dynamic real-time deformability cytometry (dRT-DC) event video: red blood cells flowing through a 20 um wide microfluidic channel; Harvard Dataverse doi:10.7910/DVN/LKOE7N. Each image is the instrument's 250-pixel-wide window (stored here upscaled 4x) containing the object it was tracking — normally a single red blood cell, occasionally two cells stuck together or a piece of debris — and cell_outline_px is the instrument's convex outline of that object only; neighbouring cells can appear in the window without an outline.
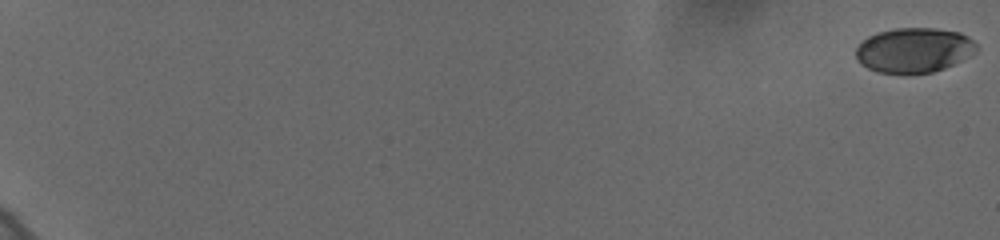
{"species": "human", "species_latin": "Homo sapiens", "temperature_condition": "cold", "stored_images_in_passage": 61, "camera_frame_rate_fps": 3000, "um_per_image_px": 0.085, "donor": {"sex": "female"}, "frame": {"image": 1, "passage_image": 1, "time_ms": 0.0, "image_size_px": [1000, 240], "cell_outline_px": [[980, 48], [976, 52], [944, 68], [932, 72], [876, 72], [860, 64], [856, 60], [856, 48], [868, 36], [876, 32], [896, 28], [936, 28], [960, 32], [968, 36]], "centroid_in_image_um": [77.68, 4.24], "position_along_channel_um": 7.3, "area_um2": 31.33}}
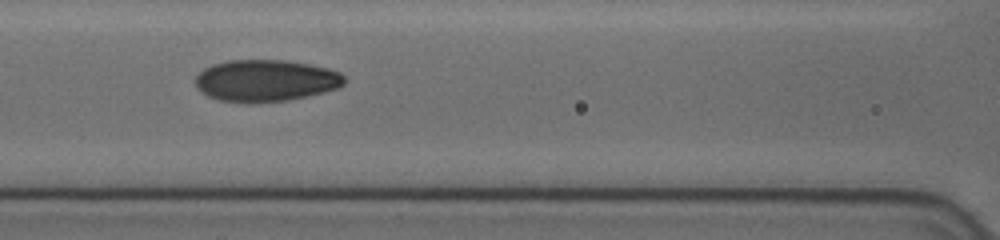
{"frame": {"image": 2, "passage_image": 32, "time_ms": 10.333, "image_size_px": [1000, 240], "cell_outline_px": [[344, 84], [340, 88], [288, 100], [220, 100], [208, 96], [196, 88], [196, 76], [204, 68], [212, 64], [228, 60], [284, 60], [308, 64], [328, 68], [340, 72], [344, 76]], "centroid_in_image_um": [22.6, 6.81], "position_along_channel_um": 144.0, "area_um2": 35.49}}
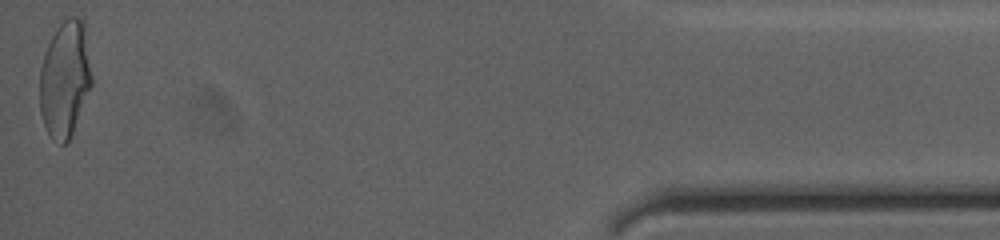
{"frame": {"image": 3, "passage_image": 61, "time_ms": 20.0, "image_size_px": [1000, 240], "cell_outline_px": [[92, 84], [72, 132], [68, 140], [64, 144], [60, 144], [48, 132], [44, 124], [40, 112], [40, 68], [44, 52], [56, 28], [68, 16], [80, 16], [84, 20], [92, 76]], "centroid_in_image_um": [5.52, 6.65], "position_along_channel_um": 429.7, "area_um2": 35.08}, "authors_computed_cell_mechanics": {"area_um2": 34.5066, "velocity_mm_per_s": 3.6347, "shape_relaxation_time_tau1_ms": 7.8091, "shape_relaxation_time_tau2_ms": 1.0687, "deformation_change_tau1": 0.1956, "deformation_change_tau2": 0.0551}}